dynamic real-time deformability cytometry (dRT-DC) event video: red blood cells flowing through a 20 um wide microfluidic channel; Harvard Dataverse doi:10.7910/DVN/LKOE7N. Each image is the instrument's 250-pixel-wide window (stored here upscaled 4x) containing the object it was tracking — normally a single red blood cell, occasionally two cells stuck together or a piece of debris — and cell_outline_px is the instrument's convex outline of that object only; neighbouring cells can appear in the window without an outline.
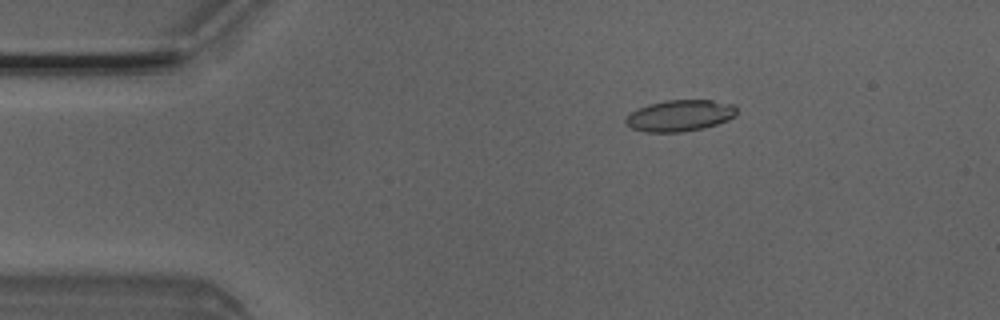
{"species": "Egyptian fruit bat (a non-hibernating species)", "species_latin": "Rousettus aegyptiacus", "temperature_condition": "room temperature", "stored_images_in_passage": 8, "camera_frame_rate_fps": 3000, "um_per_image_px": 0.085, "animal": {"sex": "male"}, "frame": {"image": 1, "passage_image": 2, "time_ms": 0.333, "image_size_px": [1000, 320], "cell_outline_px": [[736, 116], [728, 120], [704, 128], [680, 132], [644, 132], [632, 128], [624, 120], [632, 112], [648, 104], [664, 100], [712, 100], [736, 104]], "centroid_in_image_um": [57.83, 9.82], "position_along_channel_um": 27.2, "area_um2": 20.29}}
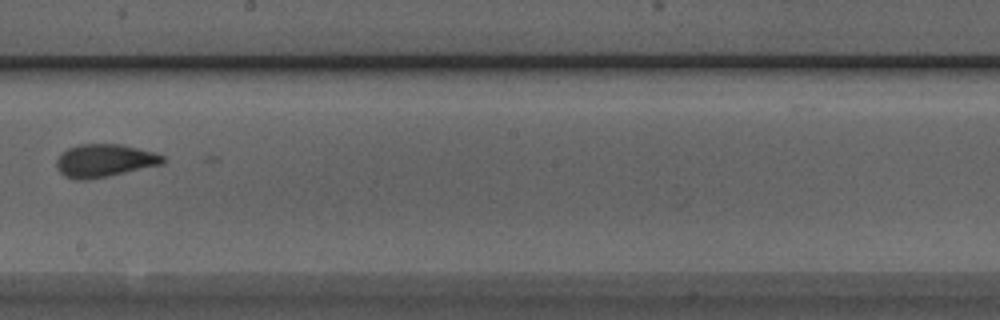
{"frame": {"image": 2, "passage_image": 8, "time_ms": 2.333, "image_size_px": [1000, 320], "cell_outline_px": [[168, 160], [164, 164], [108, 176], [88, 180], [76, 180], [64, 176], [56, 168], [56, 160], [60, 152], [68, 148], [80, 144], [120, 144], [152, 152], [164, 156]], "centroid_in_image_um": [8.86, 13.66], "position_along_channel_um": 239.3, "area_um2": 20.58}}